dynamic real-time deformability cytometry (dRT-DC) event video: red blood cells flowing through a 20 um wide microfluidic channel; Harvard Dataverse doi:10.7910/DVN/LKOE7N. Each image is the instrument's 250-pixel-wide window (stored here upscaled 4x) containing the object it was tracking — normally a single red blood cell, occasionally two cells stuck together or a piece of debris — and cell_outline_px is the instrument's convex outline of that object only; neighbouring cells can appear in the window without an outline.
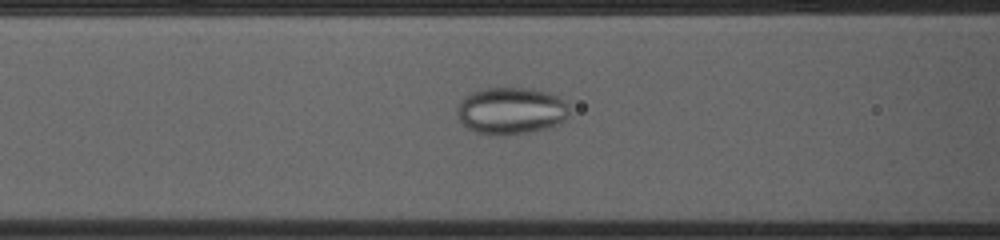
{"species": "common noctule bat (a hibernating species)", "species_latin": "Nyctalus noctula", "temperature_condition": "cold", "stored_images_in_passage": 10, "camera_frame_rate_fps": 3000, "um_per_image_px": 0.085, "animal": {"sex": "female", "body_mass_g": 23.0, "forearm_length_mm": 53.4}, "frame": {"image": 1, "passage_image": 5, "time_ms": 1.333, "image_size_px": [1000, 240], "cell_outline_px": [[568, 116], [560, 124], [548, 128], [504, 136], [476, 132], [468, 128], [460, 120], [456, 112], [460, 104], [472, 92], [484, 88], [528, 88], [548, 92], [556, 96], [568, 104]], "centroid_in_image_um": [43.47, 9.42], "position_along_channel_um": 123.1, "area_um2": 30.46}}
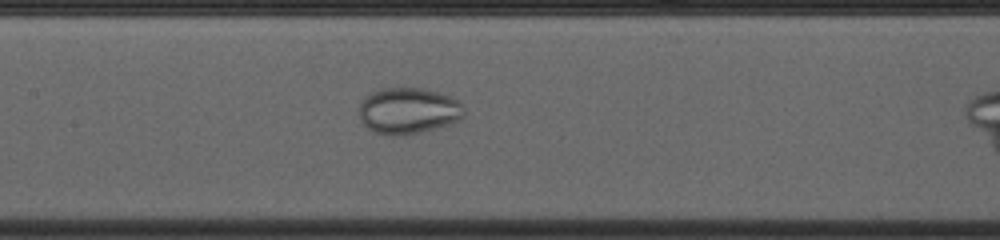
{"frame": {"image": 2, "passage_image": 9, "time_ms": 2.667, "image_size_px": [1000, 240], "cell_outline_px": [[464, 116], [460, 120], [432, 128], [416, 132], [396, 136], [392, 136], [376, 132], [368, 128], [360, 120], [360, 104], [372, 92], [380, 88], [424, 88], [440, 92], [456, 100], [464, 108]], "centroid_in_image_um": [34.7, 9.4], "position_along_channel_um": 172.7, "area_um2": 27.8}}